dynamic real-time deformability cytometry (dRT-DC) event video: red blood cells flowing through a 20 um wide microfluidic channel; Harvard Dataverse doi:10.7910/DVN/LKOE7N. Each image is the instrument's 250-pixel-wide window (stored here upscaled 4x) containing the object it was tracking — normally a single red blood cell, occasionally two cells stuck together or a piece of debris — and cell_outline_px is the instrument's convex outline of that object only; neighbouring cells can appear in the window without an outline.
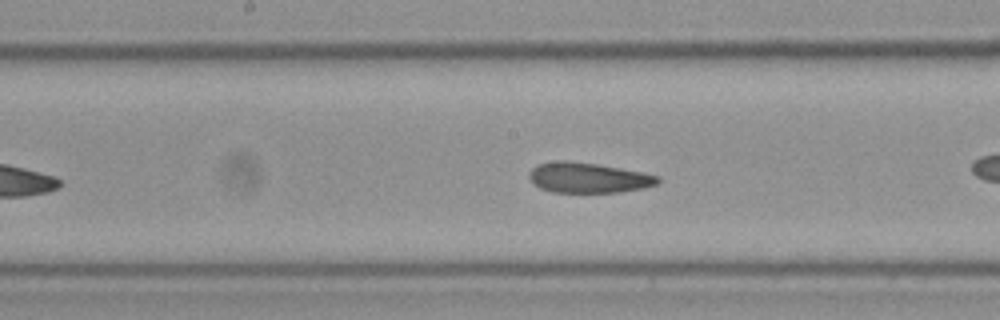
{"species": "Egyptian fruit bat (a non-hibernating species)", "species_latin": "Rousettus aegyptiacus", "temperature_condition": "cold", "stored_images_in_passage": 35, "camera_frame_rate_fps": 3000, "um_per_image_px": 0.085, "frame": {"image": 1, "passage_image": 11, "time_ms": 3.333, "image_size_px": [1000, 320], "cell_outline_px": [[660, 180], [656, 184], [644, 188], [620, 192], [552, 192], [540, 188], [528, 176], [532, 168], [540, 164], [560, 160], [568, 160], [596, 164], [640, 172], [660, 176]], "centroid_in_image_um": [50.01, 15.11], "position_along_channel_um": 198.2, "area_um2": 22.37}, "authors_computed_cell_mechanics": {"area_um2": 22.6576, "velocity_mm_per_s": 3.5326, "shape_relaxation_time_tau1_ms": 4.7213, "shape_relaxation_time_tau2_ms": 1.8206, "deformation_change_tau1": 0.1024, "deformation_change_tau2": 0.0734}}